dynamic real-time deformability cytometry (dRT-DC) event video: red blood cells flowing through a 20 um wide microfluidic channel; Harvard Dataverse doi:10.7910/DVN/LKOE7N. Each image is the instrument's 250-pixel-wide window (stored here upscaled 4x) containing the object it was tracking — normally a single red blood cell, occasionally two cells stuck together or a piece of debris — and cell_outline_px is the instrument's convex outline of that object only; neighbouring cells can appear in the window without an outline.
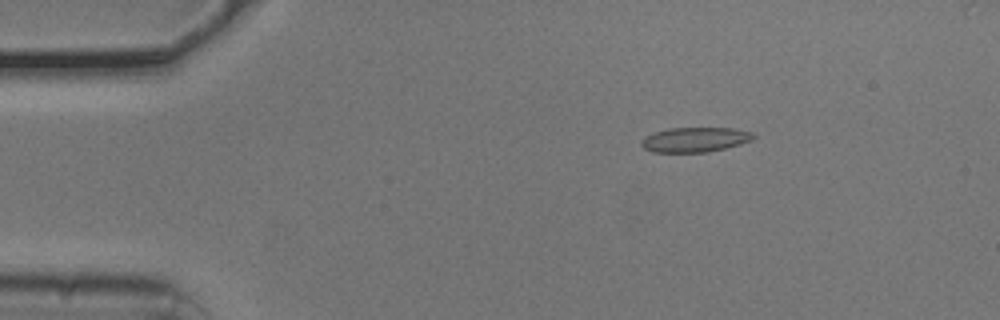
{"species": "common noctule bat (a hibernating species)", "species_latin": "Nyctalus noctula", "temperature_condition": "cold", "stored_images_in_passage": 49, "camera_frame_rate_fps": 3000, "um_per_image_px": 0.085, "animal": {"sex": "male", "body_mass_g": 20.5, "forearm_length_mm": 52.5}, "frame": {"image": 1, "passage_image": 6, "time_ms": 1.667, "image_size_px": [1000, 320], "cell_outline_px": [[756, 136], [752, 140], [740, 144], [708, 152], [652, 152], [644, 148], [640, 144], [640, 140], [644, 136], [668, 128], [732, 128], [752, 132]], "centroid_in_image_um": [59.05, 11.87], "position_along_channel_um": 25.9, "area_um2": 16.18}}
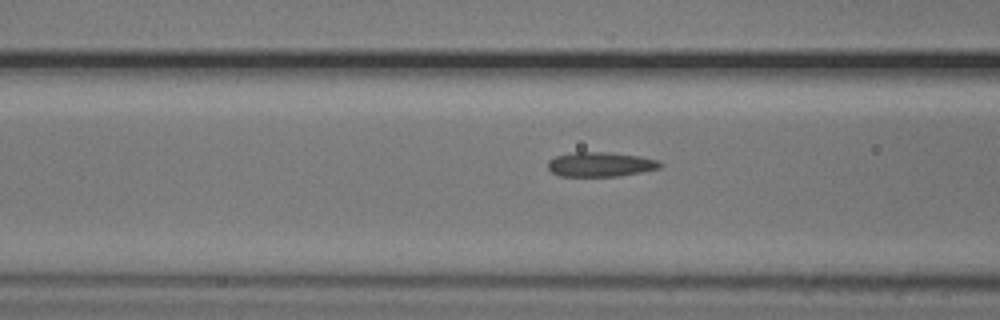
{"frame": {"image": 2, "passage_image": 18, "time_ms": 5.667, "image_size_px": [1000, 320], "cell_outline_px": [[664, 164], [660, 168], [620, 176], [560, 176], [552, 172], [548, 168], [548, 160], [556, 156], [572, 152], [608, 152], [640, 156], [660, 160]], "centroid_in_image_um": [51.07, 13.96], "position_along_channel_um": 115.5, "area_um2": 16.18}}
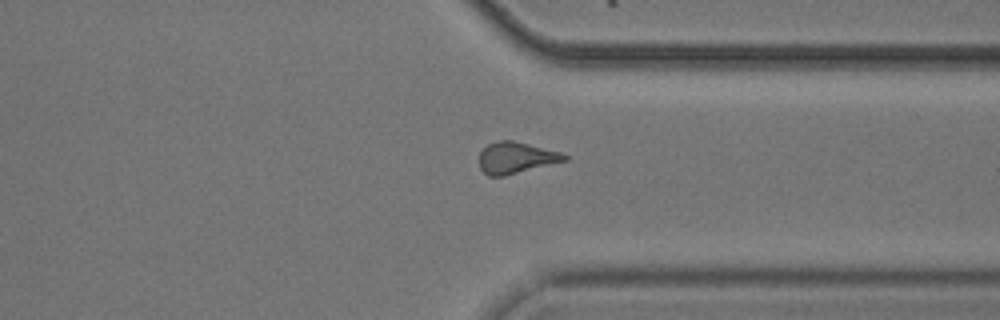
{"frame": {"image": 3, "passage_image": 38, "time_ms": 12.333, "image_size_px": [1000, 320], "cell_outline_px": [[568, 160], [504, 176], [488, 176], [480, 168], [480, 152], [488, 144], [500, 140], [512, 140], [560, 152], [568, 156]], "centroid_in_image_um": [43.86, 13.41], "position_along_channel_um": 367.5, "area_um2": 15.43}}